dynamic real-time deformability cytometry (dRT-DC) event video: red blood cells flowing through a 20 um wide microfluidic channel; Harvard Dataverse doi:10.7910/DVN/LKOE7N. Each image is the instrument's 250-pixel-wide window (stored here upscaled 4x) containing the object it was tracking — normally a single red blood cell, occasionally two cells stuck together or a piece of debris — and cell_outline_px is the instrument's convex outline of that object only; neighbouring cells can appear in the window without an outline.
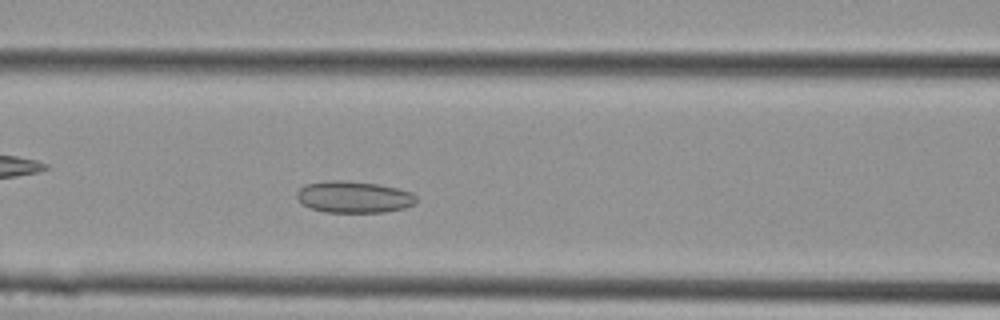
{"species": "Egyptian fruit bat (a non-hibernating species)", "species_latin": "Rousettus aegyptiacus", "temperature_condition": "cold", "stored_images_in_passage": 23, "camera_frame_rate_fps": 3000, "um_per_image_px": 0.085, "animal": {"sex": "female"}, "frame": {"image": 1, "passage_image": 7, "time_ms": 2.0, "image_size_px": [1000, 320], "cell_outline_px": [[416, 200], [412, 204], [404, 208], [384, 212], [324, 212], [300, 204], [296, 196], [296, 192], [304, 184], [328, 180], [348, 180], [380, 184], [412, 192], [416, 196]], "centroid_in_image_um": [30.03, 16.73], "position_along_channel_um": 136.6, "area_um2": 22.25}}
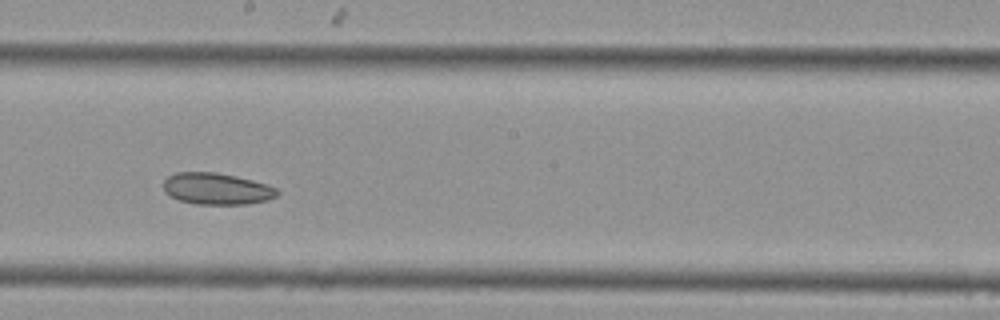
{"frame": {"image": 2, "passage_image": 11, "time_ms": 3.333, "image_size_px": [1000, 320], "cell_outline_px": [[280, 192], [276, 196], [268, 200], [248, 204], [196, 204], [180, 200], [164, 192], [164, 180], [168, 176], [176, 172], [216, 172], [252, 180], [276, 188]], "centroid_in_image_um": [18.41, 16.04], "position_along_channel_um": 229.8, "area_um2": 20.81}}
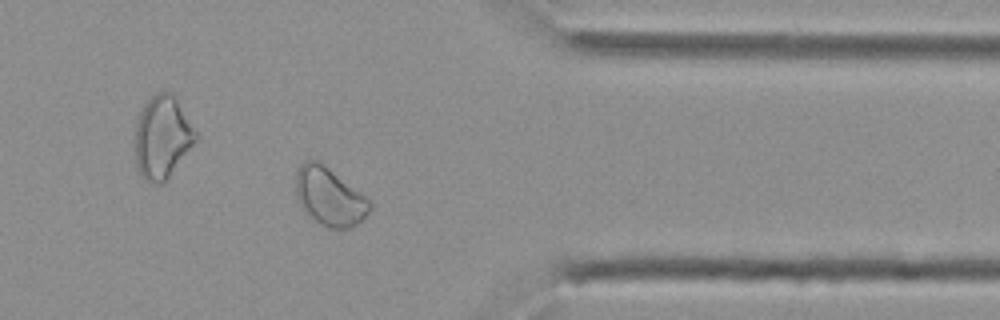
{"frame": {"image": 3, "passage_image": 18, "time_ms": 5.667, "image_size_px": [1000, 320], "cell_outline_px": [[372, 208], [356, 224], [348, 228], [328, 228], [320, 224], [308, 216], [304, 212], [296, 196], [296, 172], [300, 164], [304, 160], [320, 160], [364, 196], [372, 204]], "centroid_in_image_um": [27.95, 16.7], "position_along_channel_um": 383.4, "area_um2": 24.91}}